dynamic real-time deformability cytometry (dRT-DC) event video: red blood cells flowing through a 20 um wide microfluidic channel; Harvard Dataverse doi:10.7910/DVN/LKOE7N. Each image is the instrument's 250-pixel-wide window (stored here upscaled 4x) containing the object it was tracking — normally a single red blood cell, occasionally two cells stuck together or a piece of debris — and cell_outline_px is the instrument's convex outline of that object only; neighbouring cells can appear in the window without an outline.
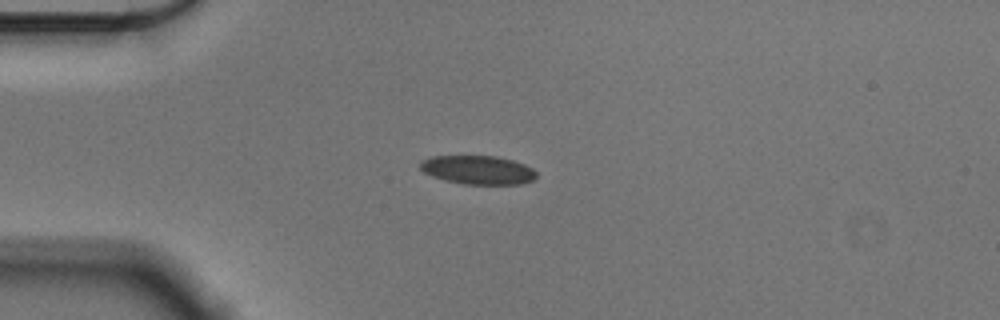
{"species": "Egyptian fruit bat (a non-hibernating species)", "species_latin": "Rousettus aegyptiacus", "temperature_condition": "cold", "stored_images_in_passage": 43, "camera_frame_rate_fps": 3000, "um_per_image_px": 0.085, "animal": {"sex": "male"}, "frame": {"image": 1, "passage_image": 1, "time_ms": 0.0, "image_size_px": [1000, 320], "cell_outline_px": [[536, 176], [532, 180], [520, 184], [464, 184], [444, 180], [432, 176], [424, 172], [420, 168], [420, 160], [432, 156], [496, 156], [512, 160], [524, 164], [532, 168], [536, 172]], "centroid_in_image_um": [40.6, 14.44], "position_along_channel_um": 44.4, "area_um2": 19.42}}
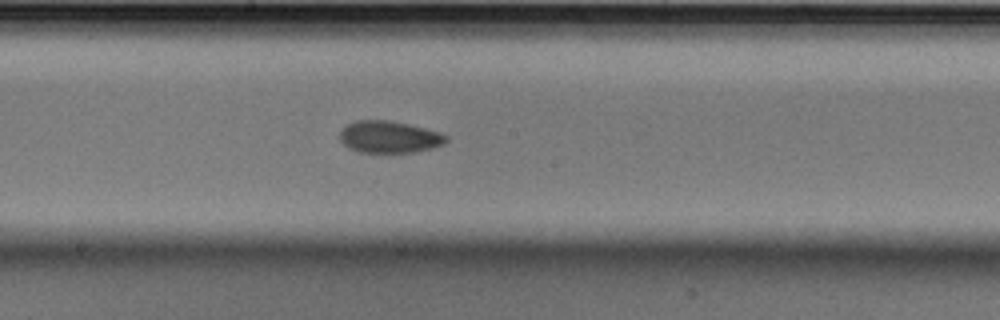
{"frame": {"image": 2, "passage_image": 17, "time_ms": 5.333, "image_size_px": [1000, 320], "cell_outline_px": [[448, 140], [444, 144], [432, 148], [416, 152], [360, 152], [348, 148], [340, 140], [340, 132], [348, 124], [356, 120], [388, 120], [408, 124], [440, 132], [448, 136]], "centroid_in_image_um": [33.1, 11.64], "position_along_channel_um": 215.1, "area_um2": 19.77}}
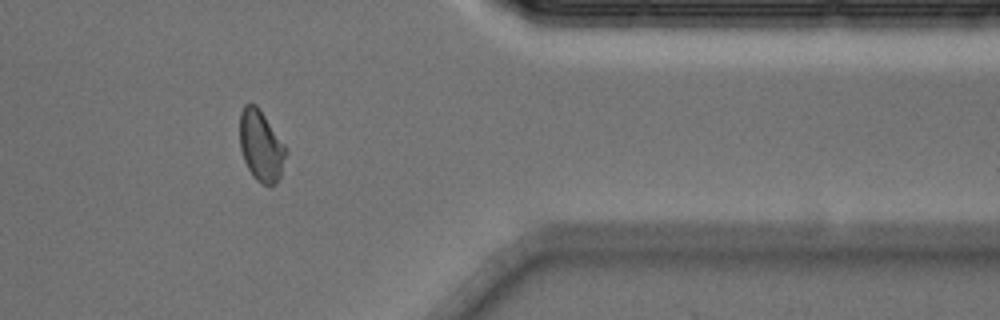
{"frame": {"image": 3, "passage_image": 33, "time_ms": 10.667, "image_size_px": [1000, 320], "cell_outline_px": [[288, 152], [280, 176], [276, 184], [260, 184], [252, 176], [244, 160], [240, 148], [240, 112], [244, 104], [256, 104], [284, 144]], "centroid_in_image_um": [22.18, 12.41], "position_along_channel_um": 389.2, "area_um2": 19.02}, "authors_computed_cell_mechanics": {"area_um2": 19.3052, "velocity_mm_per_s": 3.5701, "shape_relaxation_time_tau1_ms": 3.6666, "shape_relaxation_time_tau2_ms": 3.6402, "deformation_change_tau1": 0.087, "deformation_change_tau2": 0.0673}}